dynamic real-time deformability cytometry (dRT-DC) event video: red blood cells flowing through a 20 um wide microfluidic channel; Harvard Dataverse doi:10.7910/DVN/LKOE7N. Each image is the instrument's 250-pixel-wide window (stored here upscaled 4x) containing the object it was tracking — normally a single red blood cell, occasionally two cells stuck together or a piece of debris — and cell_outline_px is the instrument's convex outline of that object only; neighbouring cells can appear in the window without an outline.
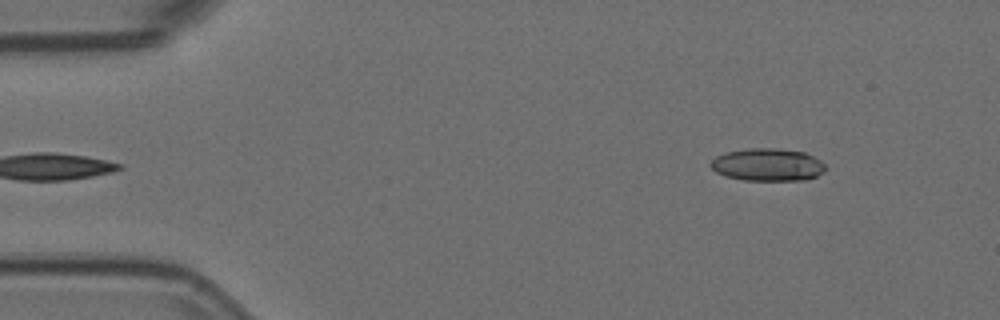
{"species": "Egyptian fruit bat (a non-hibernating species)", "species_latin": "Rousettus aegyptiacus", "temperature_condition": "room temperature", "stored_images_in_passage": 8, "camera_frame_rate_fps": 3000, "um_per_image_px": 0.085, "animal": {"sex": "female"}, "frame": {"image": 1, "passage_image": 1, "time_ms": 0.0, "image_size_px": [1000, 320], "cell_outline_px": [[828, 168], [824, 172], [816, 176], [804, 180], [744, 180], [724, 176], [716, 172], [708, 164], [716, 156], [724, 152], [744, 148], [776, 148], [804, 152], [820, 160]], "centroid_in_image_um": [65.23, 13.99], "position_along_channel_um": 19.8, "area_um2": 22.02}}